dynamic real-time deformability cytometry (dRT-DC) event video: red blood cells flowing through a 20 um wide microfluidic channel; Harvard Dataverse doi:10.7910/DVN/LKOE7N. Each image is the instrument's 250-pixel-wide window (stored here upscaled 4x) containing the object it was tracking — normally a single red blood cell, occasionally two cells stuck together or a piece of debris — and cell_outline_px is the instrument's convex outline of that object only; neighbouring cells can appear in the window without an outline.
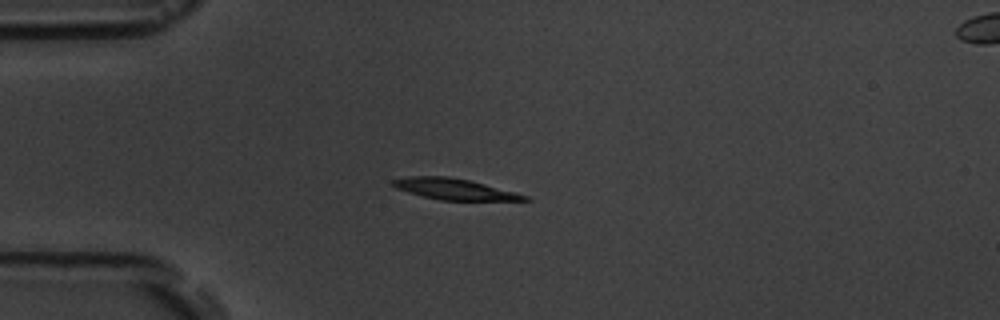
{"species": "common noctule bat (a hibernating species)", "species_latin": "Nyctalus noctula", "temperature_condition": "room temperature", "stored_images_in_passage": 14, "camera_frame_rate_fps": 3000, "um_per_image_px": 0.085, "animal": {"sex": "male", "body_mass_g": 19.5, "forearm_length_mm": 54.6}, "frame": {"image": 1, "passage_image": 5, "time_ms": 4.667, "image_size_px": [1000, 320], "cell_outline_px": [[532, 200], [440, 200], [408, 192], [396, 188], [392, 184], [392, 180], [408, 176], [448, 176], [468, 180], [484, 184], [528, 196]], "centroid_in_image_um": [38.58, 16.07], "position_along_channel_um": 46.4, "area_um2": 15.78}}
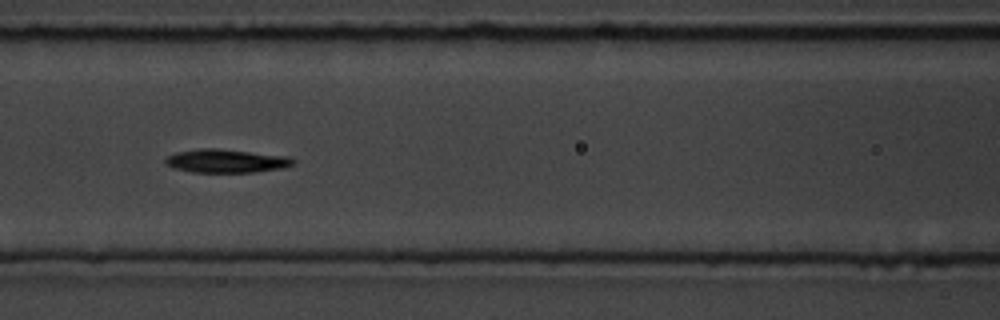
{"frame": {"image": 2, "passage_image": 8, "time_ms": 8.0, "image_size_px": [1000, 320], "cell_outline_px": [[296, 164], [280, 168], [256, 172], [192, 172], [176, 168], [164, 164], [164, 160], [168, 156], [176, 152], [200, 148], [216, 148], [288, 156], [296, 160]], "centroid_in_image_um": [19.24, 13.67], "position_along_channel_um": 147.4, "area_um2": 17.46}}
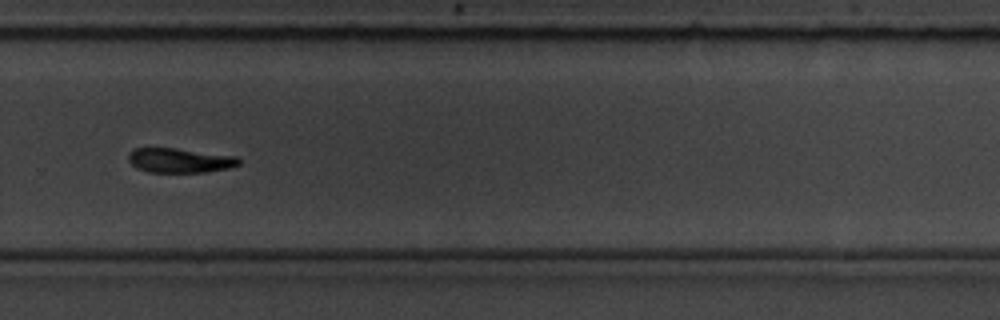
{"frame": {"image": 3, "passage_image": 12, "time_ms": 12.667, "image_size_px": [1000, 320], "cell_outline_px": [[240, 164], [228, 168], [204, 172], [148, 172], [136, 168], [128, 160], [128, 152], [132, 148], [176, 148], [236, 156], [240, 160]], "centroid_in_image_um": [15.24, 13.63], "position_along_channel_um": 314.6, "area_um2": 15.84}, "authors_computed_cell_mechanics": {"area_um2": 16.7042, "velocity_mm_per_s": 3.5987, "shape_relaxation_time_tau1_ms": 3.8632, "shape_relaxation_time_tau2_ms": null, "deformation_change_tau1": 0.1619, "deformation_change_tau2": null}}